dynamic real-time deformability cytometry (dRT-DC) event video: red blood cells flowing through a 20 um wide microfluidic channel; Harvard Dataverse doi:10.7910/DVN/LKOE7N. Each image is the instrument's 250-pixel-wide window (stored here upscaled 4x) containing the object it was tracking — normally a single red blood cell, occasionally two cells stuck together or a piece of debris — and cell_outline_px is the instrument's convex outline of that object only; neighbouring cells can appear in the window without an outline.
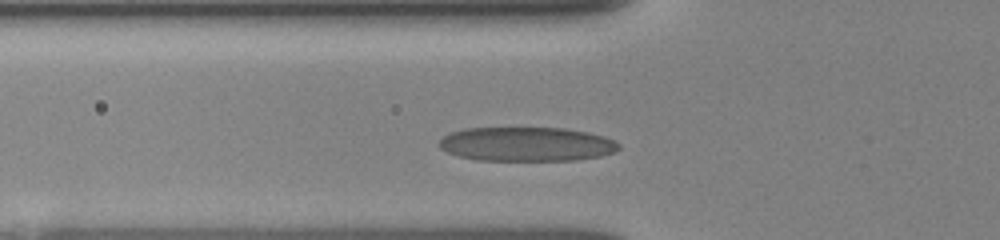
{"species": "human", "species_latin": "Homo sapiens", "temperature_condition": "room temperature", "stored_images_in_passage": 15, "camera_frame_rate_fps": 3000, "um_per_image_px": 0.085, "donor": {"sex": "female"}, "frame": {"image": 1, "passage_image": 2, "time_ms": 0.333, "image_size_px": [1000, 240], "cell_outline_px": [[620, 148], [612, 152], [600, 156], [576, 160], [480, 160], [460, 156], [448, 152], [440, 148], [436, 144], [444, 136], [452, 132], [464, 128], [564, 128], [588, 132], [604, 136], [620, 144]], "centroid_in_image_um": [44.75, 12.25], "position_along_channel_um": 81.0, "area_um2": 35.66}}
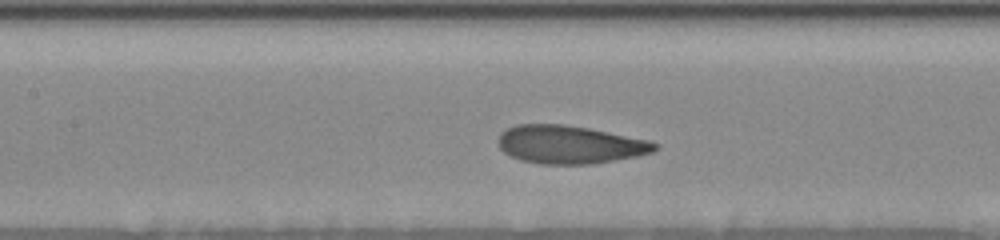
{"frame": {"image": 2, "passage_image": 9, "time_ms": 2.333, "image_size_px": [1000, 240], "cell_outline_px": [[660, 148], [652, 152], [636, 156], [592, 164], [540, 164], [520, 160], [504, 152], [500, 148], [496, 140], [500, 132], [516, 124], [564, 124], [588, 128], [648, 140], [656, 144]], "centroid_in_image_um": [48.38, 12.28], "position_along_channel_um": 159.0, "area_um2": 34.8}}
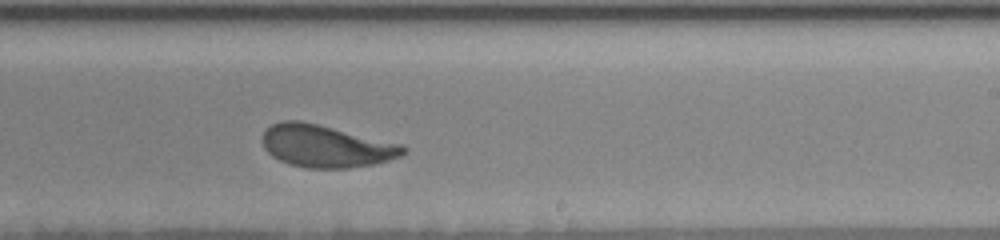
{"frame": {"image": 3, "passage_image": 15, "time_ms": 5.0, "image_size_px": [1000, 240], "cell_outline_px": [[408, 152], [400, 156], [376, 164], [348, 168], [308, 168], [288, 164], [272, 156], [264, 148], [264, 132], [272, 124], [284, 120], [300, 120], [400, 144], [408, 148]], "centroid_in_image_um": [27.72, 12.43], "position_along_channel_um": 261.3, "area_um2": 34.39}}